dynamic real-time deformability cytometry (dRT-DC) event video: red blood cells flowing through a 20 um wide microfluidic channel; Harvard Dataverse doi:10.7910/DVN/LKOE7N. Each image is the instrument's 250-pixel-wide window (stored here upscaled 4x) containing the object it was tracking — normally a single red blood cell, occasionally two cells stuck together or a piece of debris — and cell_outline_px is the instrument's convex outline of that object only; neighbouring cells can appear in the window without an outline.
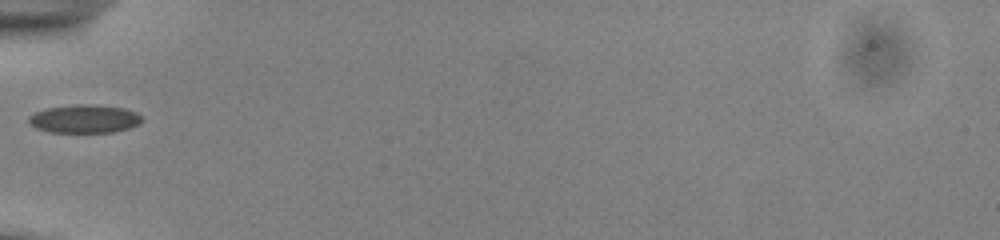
{"species": "common noctule bat (a hibernating species)", "species_latin": "Nyctalus noctula", "temperature_condition": "cold", "stored_images_in_passage": 33, "camera_frame_rate_fps": 3000, "um_per_image_px": 0.085, "animal": {"sex": "male", "body_mass_g": 13.0, "forearm_length_mm": 53.1}, "frame": {"image": 1, "passage_image": 1, "time_ms": 0.0, "image_size_px": [1000, 240], "cell_outline_px": [[144, 120], [128, 128], [112, 132], [48, 132], [36, 128], [28, 120], [28, 116], [36, 112], [48, 108], [76, 104], [88, 104], [124, 108], [136, 112]], "centroid_in_image_um": [7.17, 10.1], "position_along_channel_um": 77.8, "area_um2": 18.44}}
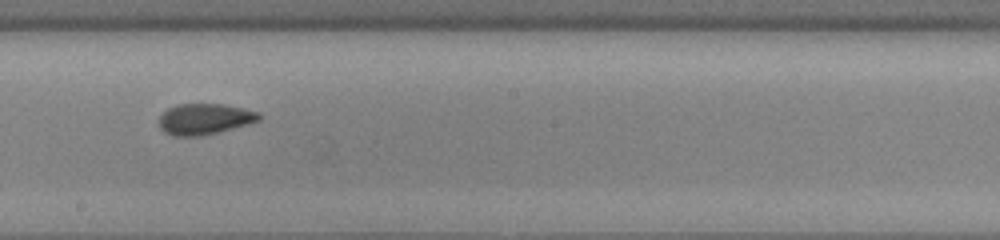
{"frame": {"image": 2, "passage_image": 13, "time_ms": 4.0, "image_size_px": [1000, 240], "cell_outline_px": [[260, 120], [248, 124], [200, 136], [172, 136], [164, 132], [160, 128], [160, 116], [168, 108], [176, 104], [224, 104], [244, 108], [260, 112]], "centroid_in_image_um": [17.39, 10.11], "position_along_channel_um": 230.8, "area_um2": 17.98}}
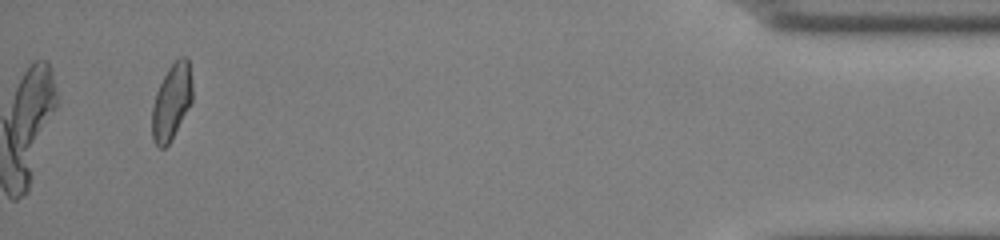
{"frame": {"image": 3, "passage_image": 33, "time_ms": 10.667, "image_size_px": [1000, 240], "cell_outline_px": [[192, 100], [172, 140], [164, 148], [160, 148], [152, 140], [152, 104], [156, 92], [168, 68], [180, 56], [188, 56], [192, 84]], "centroid_in_image_um": [14.58, 8.65], "position_along_channel_um": 420.6, "area_um2": 17.86}, "authors_computed_cell_mechanics": {"area_um2": 18.0336, "velocity_mm_per_s": 3.8291, "shape_relaxation_time_tau1_ms": 6.1781, "shape_relaxation_time_tau2_ms": 1.4653, "deformation_change_tau1": 0.1128, "deformation_change_tau2": 0.0599}}